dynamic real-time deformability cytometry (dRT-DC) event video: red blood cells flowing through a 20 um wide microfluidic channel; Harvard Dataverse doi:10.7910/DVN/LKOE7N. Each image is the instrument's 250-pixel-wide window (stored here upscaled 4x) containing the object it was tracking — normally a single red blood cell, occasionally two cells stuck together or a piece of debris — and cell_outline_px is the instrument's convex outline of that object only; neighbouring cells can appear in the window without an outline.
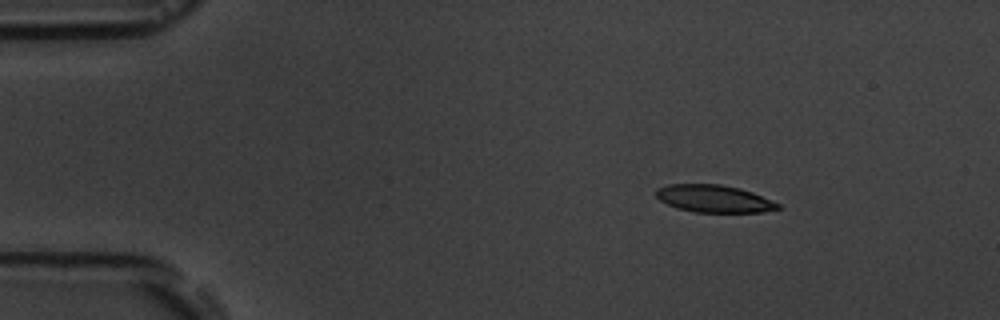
{"species": "common noctule bat (a hibernating species)", "species_latin": "Nyctalus noctula", "temperature_condition": "room temperature", "stored_images_in_passage": 5, "camera_frame_rate_fps": 3000, "um_per_image_px": 0.085, "animal": {"sex": "male", "body_mass_g": 19.5, "forearm_length_mm": 54.6}, "frame": {"image": 1, "passage_image": 2, "time_ms": 1.667, "image_size_px": [1000, 320], "cell_outline_px": [[780, 208], [764, 212], [696, 212], [676, 208], [660, 200], [656, 196], [656, 188], [668, 184], [720, 184], [740, 188], [752, 192], [780, 204]], "centroid_in_image_um": [60.67, 16.88], "position_along_channel_um": 24.3, "area_um2": 19.42}}
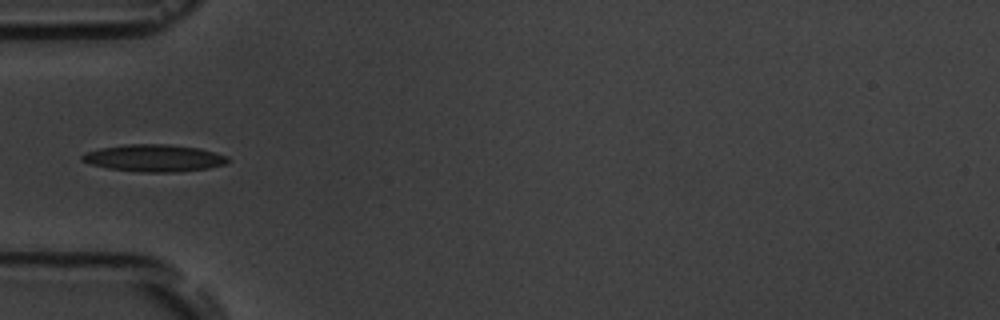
{"frame": {"image": 2, "passage_image": 5, "time_ms": 5.0, "image_size_px": [1000, 320], "cell_outline_px": [[228, 160], [224, 164], [208, 168], [176, 172], [140, 172], [108, 168], [88, 164], [80, 160], [80, 156], [84, 152], [100, 148], [124, 144], [168, 144], [200, 148], [228, 156]], "centroid_in_image_um": [13.04, 13.43], "position_along_channel_um": 72.0, "area_um2": 23.18}}